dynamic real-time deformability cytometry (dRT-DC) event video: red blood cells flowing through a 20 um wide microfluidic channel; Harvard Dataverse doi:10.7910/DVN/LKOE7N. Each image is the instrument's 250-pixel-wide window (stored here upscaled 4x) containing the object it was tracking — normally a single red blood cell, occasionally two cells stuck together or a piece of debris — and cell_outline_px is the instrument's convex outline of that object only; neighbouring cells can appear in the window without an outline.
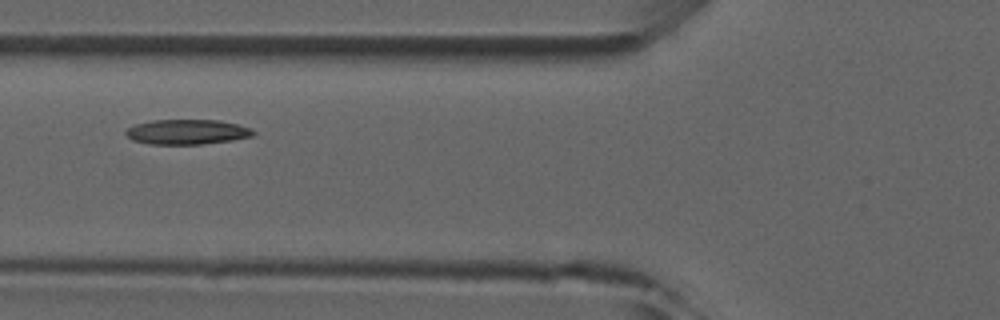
{"species": "common noctule bat (a hibernating species)", "species_latin": "Nyctalus noctula", "temperature_condition": "room temperature", "stored_images_in_passage": 6, "camera_frame_rate_fps": 3000, "um_per_image_px": 0.085, "animal": {"sex": "male", "forearm_length_mm": 52.5}, "frame": {"image": 1, "passage_image": 4, "time_ms": 3.667, "image_size_px": [1000, 320], "cell_outline_px": [[256, 132], [252, 136], [232, 140], [200, 144], [148, 144], [132, 140], [124, 132], [128, 128], [136, 124], [152, 120], [220, 120], [252, 128]], "centroid_in_image_um": [15.9, 11.21], "position_along_channel_um": 109.9, "area_um2": 18.5}}
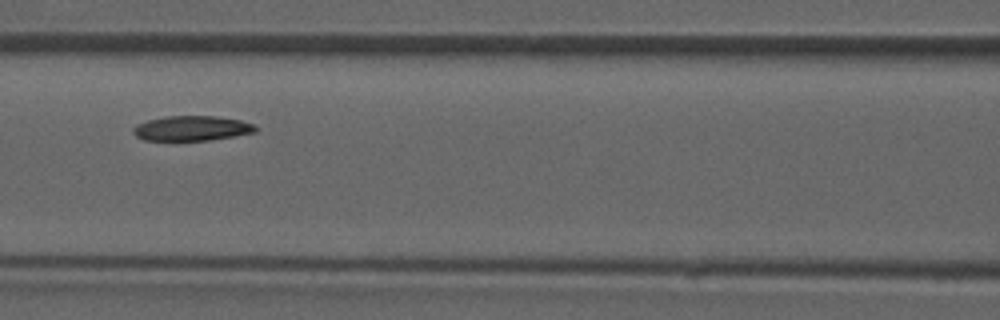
{"frame": {"image": 2, "passage_image": 5, "time_ms": 4.667, "image_size_px": [1000, 320], "cell_outline_px": [[256, 132], [208, 140], [144, 140], [136, 136], [132, 132], [132, 128], [136, 124], [148, 120], [164, 116], [216, 116], [240, 120], [252, 124], [256, 128]], "centroid_in_image_um": [16.25, 10.9], "position_along_channel_um": 150.4, "area_um2": 17.63}}